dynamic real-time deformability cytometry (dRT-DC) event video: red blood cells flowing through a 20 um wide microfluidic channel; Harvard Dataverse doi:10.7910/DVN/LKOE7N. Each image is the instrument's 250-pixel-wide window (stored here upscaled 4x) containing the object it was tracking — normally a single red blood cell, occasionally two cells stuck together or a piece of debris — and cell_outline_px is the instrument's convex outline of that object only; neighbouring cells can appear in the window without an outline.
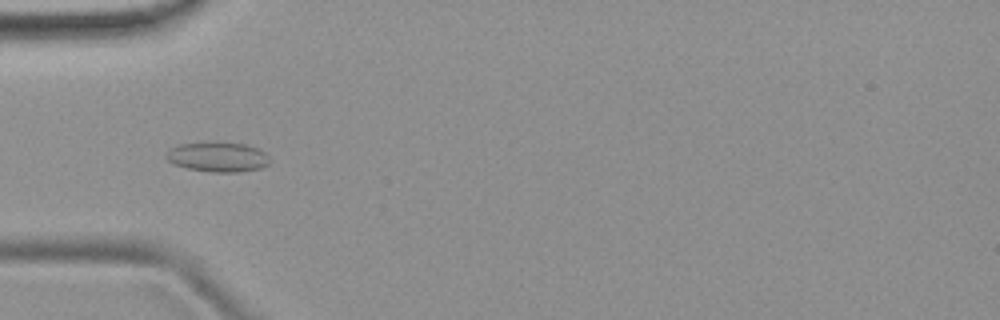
{"species": "common noctule bat (a hibernating species)", "species_latin": "Nyctalus noctula", "temperature_condition": "room temperature", "stored_images_in_passage": 52, "camera_frame_rate_fps": 3000, "um_per_image_px": 0.085, "animal": {"sex": "female", "body_mass_g": 19.9}, "frame": {"image": 1, "passage_image": 17, "time_ms": 5.333, "image_size_px": [1000, 320], "cell_outline_px": [[272, 160], [268, 164], [260, 168], [236, 172], [212, 172], [188, 168], [172, 164], [164, 156], [176, 144], [212, 140], [216, 140], [244, 144], [260, 148]], "centroid_in_image_um": [18.51, 13.3], "position_along_channel_um": 66.5, "area_um2": 18.55}}
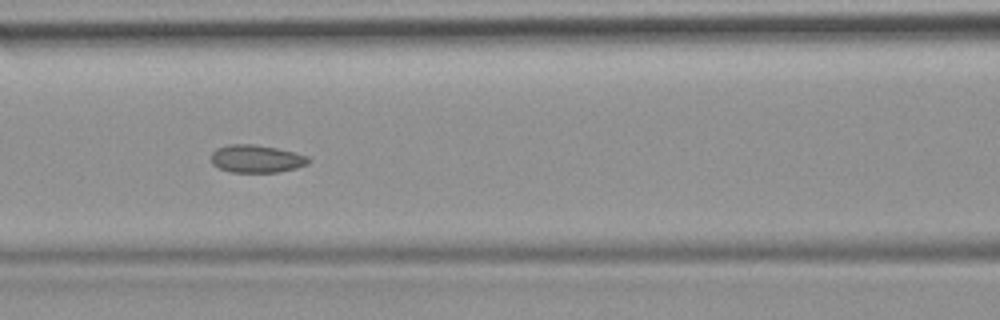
{"frame": {"image": 2, "passage_image": 23, "time_ms": 7.333, "image_size_px": [1000, 320], "cell_outline_px": [[312, 160], [308, 164], [296, 168], [280, 172], [232, 172], [220, 168], [212, 164], [212, 152], [216, 148], [228, 144], [256, 144], [276, 148], [308, 156]], "centroid_in_image_um": [21.81, 13.49], "position_along_channel_um": 144.8, "area_um2": 15.78}}
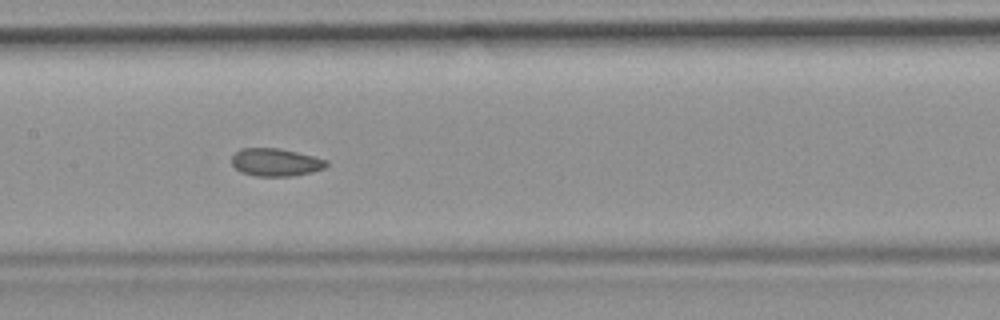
{"frame": {"image": 3, "passage_image": 26, "time_ms": 8.333, "image_size_px": [1000, 320], "cell_outline_px": [[328, 164], [324, 168], [312, 172], [292, 176], [256, 176], [240, 172], [232, 164], [232, 156], [240, 148], [280, 148], [328, 160]], "centroid_in_image_um": [23.42, 13.79], "position_along_channel_um": 184.0, "area_um2": 15.32}, "authors_computed_cell_mechanics": {"area_um2": 16.2707, "velocity_mm_per_s": 3.9347, "shape_relaxation_time_tau1_ms": null, "shape_relaxation_time_tau2_ms": 2.041, "deformation_change_tau1": null, "deformation_change_tau2": 0.0659}}